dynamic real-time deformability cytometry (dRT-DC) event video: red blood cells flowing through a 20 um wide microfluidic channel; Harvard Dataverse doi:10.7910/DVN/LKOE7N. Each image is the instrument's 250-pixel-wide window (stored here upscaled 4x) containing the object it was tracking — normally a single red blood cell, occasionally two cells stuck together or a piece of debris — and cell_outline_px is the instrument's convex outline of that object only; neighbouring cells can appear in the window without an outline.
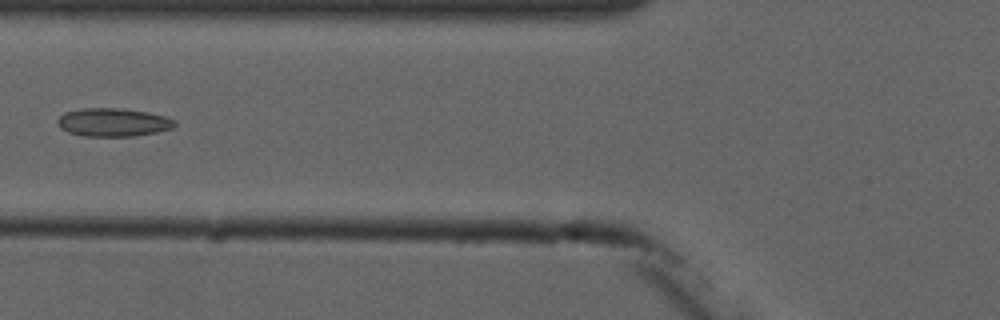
{"species": "common noctule bat (a hibernating species)", "species_latin": "Nyctalus noctula", "temperature_condition": "cold", "stored_images_in_passage": 7, "camera_frame_rate_fps": 3000, "um_per_image_px": 0.085, "animal": {"sex": "male", "forearm_length_mm": 52.5}, "frame": {"image": 1, "passage_image": 6, "time_ms": 5.667, "image_size_px": [1000, 320], "cell_outline_px": [[176, 124], [172, 128], [156, 132], [136, 136], [84, 136], [68, 132], [60, 128], [56, 124], [56, 120], [64, 112], [84, 108], [124, 108], [148, 112], [164, 116], [176, 120]], "centroid_in_image_um": [9.6, 10.39], "position_along_channel_um": 116.2, "area_um2": 19.48}}
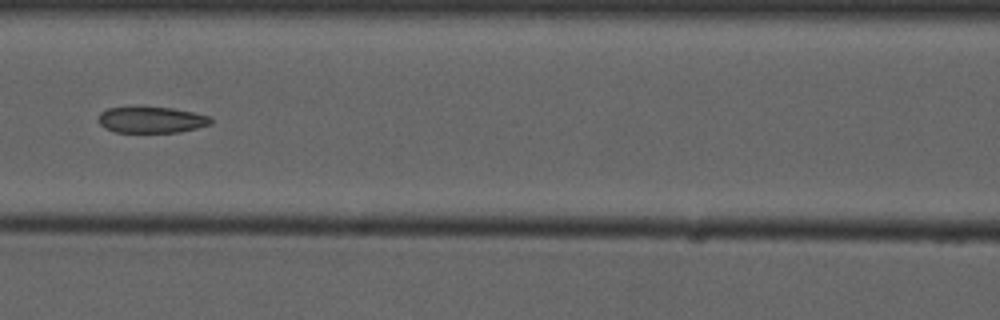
{"frame": {"image": 2, "passage_image": 7, "time_ms": 6.667, "image_size_px": [1000, 320], "cell_outline_px": [[212, 124], [180, 132], [116, 132], [104, 128], [100, 124], [100, 112], [108, 108], [132, 104], [172, 108], [192, 112], [208, 116], [212, 120]], "centroid_in_image_um": [12.82, 10.14], "position_along_channel_um": 153.8, "area_um2": 17.69}}